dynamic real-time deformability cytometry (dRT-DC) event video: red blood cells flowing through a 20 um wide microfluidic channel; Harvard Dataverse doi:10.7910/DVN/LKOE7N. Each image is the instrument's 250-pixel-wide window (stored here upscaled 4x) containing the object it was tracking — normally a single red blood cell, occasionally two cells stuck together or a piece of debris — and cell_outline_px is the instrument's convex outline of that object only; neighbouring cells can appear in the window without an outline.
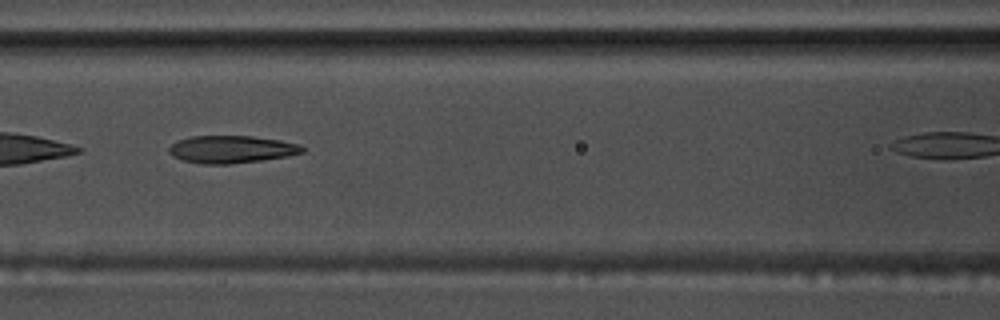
{"species": "common noctule bat (a hibernating species)", "species_latin": "Nyctalus noctula", "temperature_condition": "warm", "stored_images_in_passage": 27, "camera_frame_rate_fps": 3000, "um_per_image_px": 0.085, "animal": {"sex": "male", "body_mass_g": 17.5, "forearm_length_mm": 52.3}, "frame": {"image": 1, "passage_image": 20, "time_ms": 6.333, "image_size_px": [1000, 320], "cell_outline_px": [[304, 152], [288, 156], [260, 160], [228, 164], [204, 164], [184, 160], [172, 156], [168, 152], [168, 148], [172, 144], [180, 140], [192, 136], [252, 136], [280, 140], [296, 144], [304, 148]], "centroid_in_image_um": [19.66, 12.69], "position_along_channel_um": 146.9, "area_um2": 21.1}}